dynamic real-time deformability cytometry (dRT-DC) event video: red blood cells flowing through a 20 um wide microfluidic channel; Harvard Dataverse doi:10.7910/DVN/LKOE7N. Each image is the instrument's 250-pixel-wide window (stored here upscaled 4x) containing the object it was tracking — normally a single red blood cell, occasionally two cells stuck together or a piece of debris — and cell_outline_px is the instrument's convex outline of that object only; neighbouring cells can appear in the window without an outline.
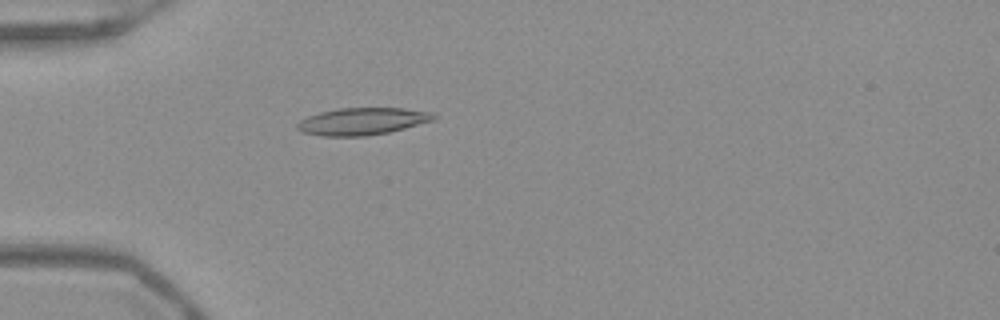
{"species": "Egyptian fruit bat (a non-hibernating species)", "species_latin": "Rousettus aegyptiacus", "temperature_condition": "warm", "stored_images_in_passage": 37, "camera_frame_rate_fps": 3000, "um_per_image_px": 0.085, "frame": {"image": 1, "passage_image": 1, "time_ms": 0.0, "image_size_px": [1000, 320], "cell_outline_px": [[436, 120], [388, 132], [364, 136], [324, 136], [300, 132], [296, 128], [296, 124], [300, 120], [308, 116], [320, 112], [336, 108], [404, 108], [432, 112], [436, 116]], "centroid_in_image_um": [30.78, 10.31], "position_along_channel_um": 54.2, "area_um2": 21.68}}
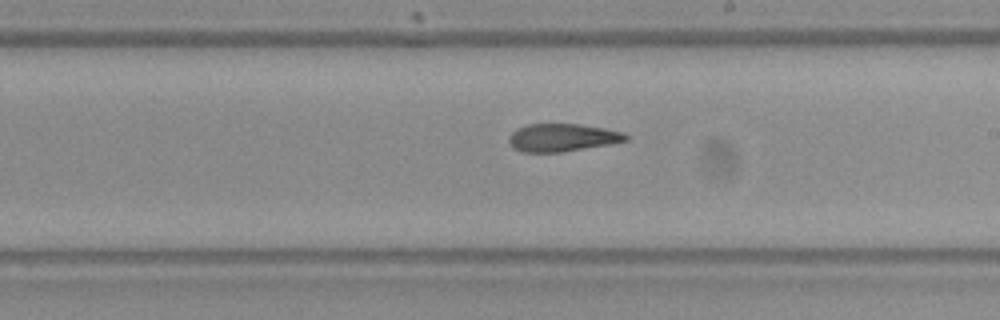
{"frame": {"image": 2, "passage_image": 16, "time_ms": 5.0, "image_size_px": [1000, 320], "cell_outline_px": [[628, 140], [608, 144], [564, 152], [520, 152], [512, 148], [508, 140], [508, 136], [516, 128], [528, 124], [580, 124], [604, 128], [624, 132], [628, 136]], "centroid_in_image_um": [47.75, 11.69], "position_along_channel_um": 241.2, "area_um2": 19.07}}
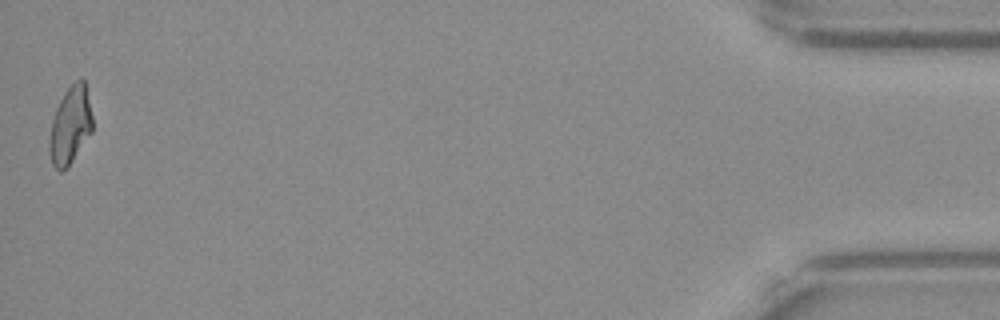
{"frame": {"image": 3, "passage_image": 37, "time_ms": 12.0, "image_size_px": [1000, 320], "cell_outline_px": [[92, 132], [68, 168], [60, 172], [52, 164], [48, 152], [48, 144], [52, 120], [56, 108], [64, 92], [76, 80], [84, 80], [92, 116]], "centroid_in_image_um": [5.95, 10.71], "position_along_channel_um": 429.2, "area_um2": 19.48}, "authors_computed_cell_mechanics": {"area_um2": 19.4208, "velocity_mm_per_s": 3.944, "shape_relaxation_time_tau1_ms": null, "shape_relaxation_time_tau2_ms": 3.0764, "deformation_change_tau1": null, "deformation_change_tau2": 0.1258}}